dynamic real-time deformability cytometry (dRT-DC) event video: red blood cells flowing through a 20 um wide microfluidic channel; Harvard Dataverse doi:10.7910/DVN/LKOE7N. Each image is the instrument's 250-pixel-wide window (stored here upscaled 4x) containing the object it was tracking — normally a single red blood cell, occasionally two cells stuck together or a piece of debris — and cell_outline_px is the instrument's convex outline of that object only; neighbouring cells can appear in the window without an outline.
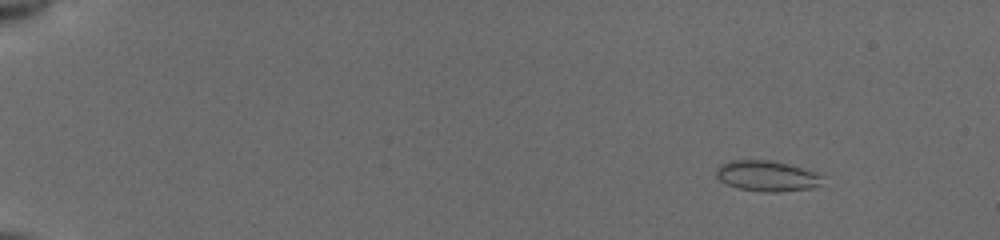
{"species": "common noctule bat (a hibernating species)", "species_latin": "Nyctalus noctula", "temperature_condition": "cold", "stored_images_in_passage": 55, "camera_frame_rate_fps": 3000, "um_per_image_px": 0.085, "animal": {"sex": "female", "body_mass_g": 19.5, "forearm_length_mm": 54.1}, "frame": {"image": 1, "passage_image": 7, "time_ms": 2.0, "image_size_px": [1000, 240], "cell_outline_px": [[820, 184], [812, 188], [776, 192], [764, 192], [736, 188], [720, 180], [716, 176], [716, 168], [720, 164], [728, 160], [772, 160], [788, 164], [812, 172], [820, 176]], "centroid_in_image_um": [65.09, 14.95], "position_along_channel_um": 19.9, "area_um2": 18.73}}
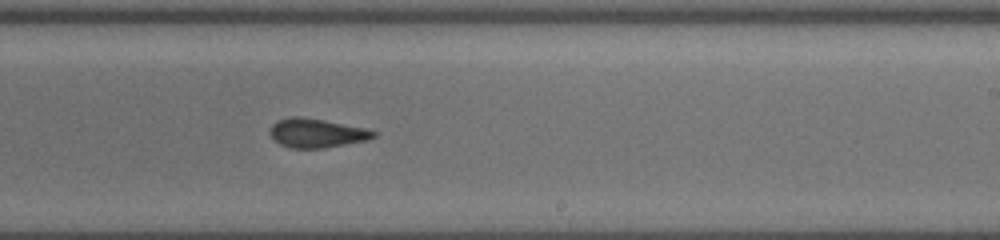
{"frame": {"image": 2, "passage_image": 36, "time_ms": 11.667, "image_size_px": [1000, 240], "cell_outline_px": [[376, 136], [368, 140], [324, 148], [292, 148], [280, 144], [272, 136], [272, 124], [276, 120], [292, 116], [296, 116], [324, 120], [364, 128], [376, 132]], "centroid_in_image_um": [26.93, 11.31], "position_along_channel_um": 262.1, "area_um2": 17.22}}
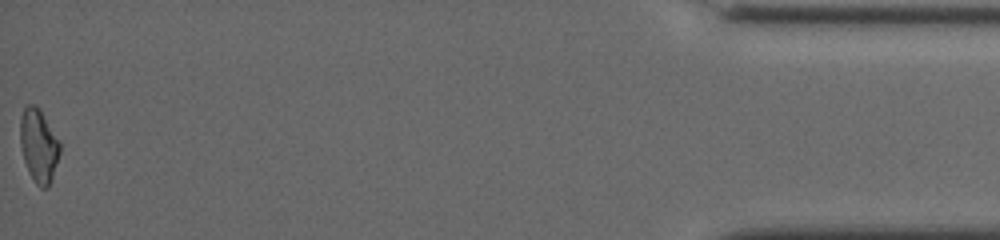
{"frame": {"image": 3, "passage_image": 55, "time_ms": 18.0, "image_size_px": [1000, 240], "cell_outline_px": [[60, 152], [48, 188], [40, 188], [36, 184], [28, 172], [24, 160], [20, 144], [20, 116], [24, 108], [28, 104], [32, 104], [40, 108], [60, 140]], "centroid_in_image_um": [3.29, 12.35], "position_along_channel_um": 431.9, "area_um2": 17.11}, "authors_computed_cell_mechanics": {"area_um2": 17.5134, "velocity_mm_per_s": 3.9362, "shape_relaxation_time_tau1_ms": 8.0718, "shape_relaxation_time_tau2_ms": 1.8942, "deformation_change_tau1": 0.17, "deformation_change_tau2": 0.07}}